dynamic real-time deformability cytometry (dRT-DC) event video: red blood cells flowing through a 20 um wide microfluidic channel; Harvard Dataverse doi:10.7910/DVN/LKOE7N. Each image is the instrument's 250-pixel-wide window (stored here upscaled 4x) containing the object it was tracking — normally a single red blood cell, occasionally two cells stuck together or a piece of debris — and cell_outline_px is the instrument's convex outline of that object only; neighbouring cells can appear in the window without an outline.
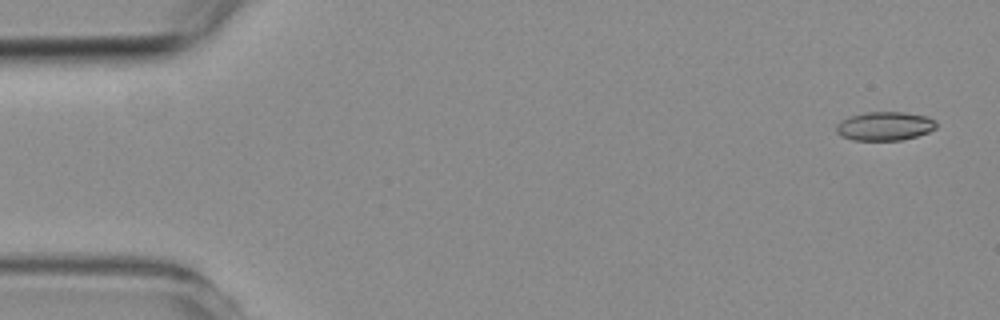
{"species": "common noctule bat (a hibernating species)", "species_latin": "Nyctalus noctula", "temperature_condition": "room temperature", "stored_images_in_passage": 7, "camera_frame_rate_fps": 3000, "um_per_image_px": 0.085, "animal": {"sex": "female", "body_mass_g": 19.3, "forearm_length_mm": 54.1}, "frame": {"image": 1, "passage_image": 1, "time_ms": 0.0, "image_size_px": [1000, 320], "cell_outline_px": [[936, 128], [928, 132], [916, 136], [900, 140], [852, 140], [840, 136], [836, 132], [836, 124], [848, 116], [868, 112], [904, 112], [928, 116], [936, 120]], "centroid_in_image_um": [75.19, 10.71], "position_along_channel_um": 9.8, "area_um2": 16.88}}
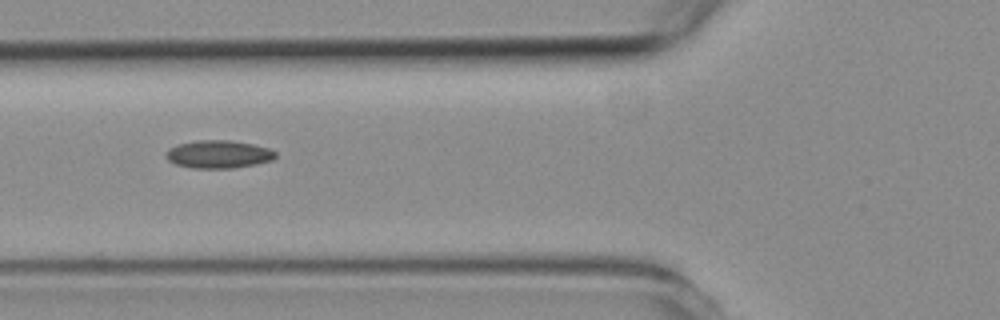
{"frame": {"image": 2, "passage_image": 6, "time_ms": 5.667, "image_size_px": [1000, 320], "cell_outline_px": [[276, 156], [272, 160], [256, 164], [232, 168], [192, 168], [176, 164], [168, 160], [168, 148], [180, 144], [200, 140], [232, 140], [252, 144], [268, 148], [276, 152]], "centroid_in_image_um": [18.61, 13.11], "position_along_channel_um": 107.2, "area_um2": 17.57}}
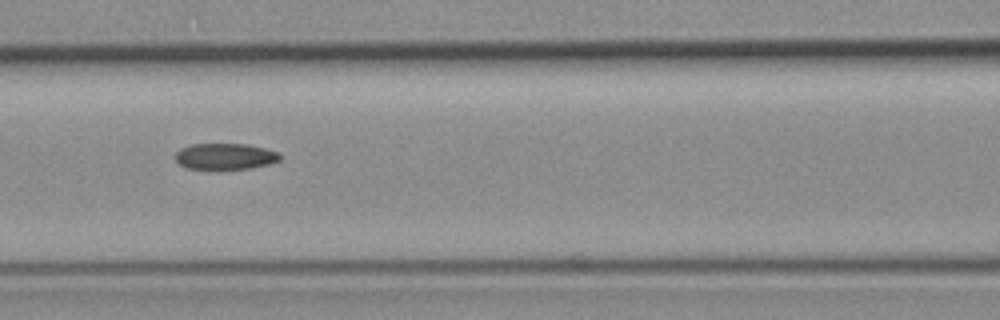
{"frame": {"image": 3, "passage_image": 7, "time_ms": 6.667, "image_size_px": [1000, 320], "cell_outline_px": [[280, 160], [268, 164], [252, 168], [188, 168], [180, 164], [176, 160], [176, 152], [180, 148], [192, 144], [244, 144], [264, 148], [280, 152]], "centroid_in_image_um": [19.15, 13.28], "position_along_channel_um": 147.4, "area_um2": 15.66}}